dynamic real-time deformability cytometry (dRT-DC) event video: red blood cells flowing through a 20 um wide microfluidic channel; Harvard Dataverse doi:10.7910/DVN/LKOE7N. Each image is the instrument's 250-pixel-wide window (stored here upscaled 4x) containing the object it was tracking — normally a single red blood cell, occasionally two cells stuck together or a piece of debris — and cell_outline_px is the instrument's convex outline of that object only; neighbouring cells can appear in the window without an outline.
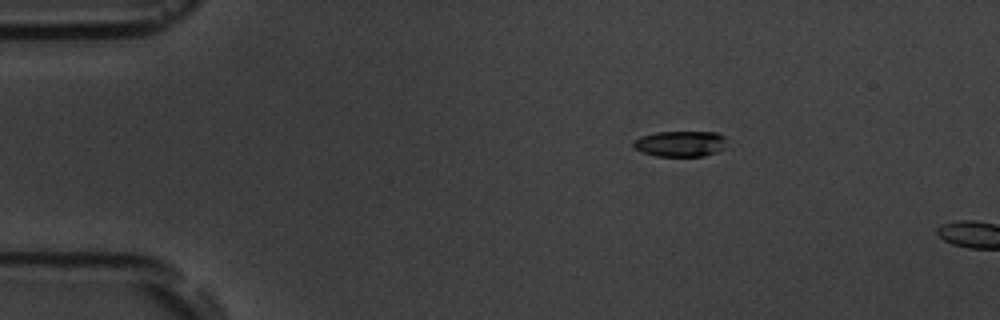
{"species": "common noctule bat (a hibernating species)", "species_latin": "Nyctalus noctula", "temperature_condition": "room temperature", "stored_images_in_passage": 2, "camera_frame_rate_fps": 3000, "um_per_image_px": 0.085, "animal": {"sex": "male", "body_mass_g": 19.5, "forearm_length_mm": 54.6}, "frame": {"image": 1, "passage_image": 1, "time_ms": 0.0, "image_size_px": [1000, 320], "cell_outline_px": [[724, 148], [716, 152], [704, 156], [656, 156], [640, 152], [632, 144], [632, 140], [640, 136], [656, 132], [716, 132], [724, 136]], "centroid_in_image_um": [57.77, 12.21], "position_along_channel_um": 27.2, "area_um2": 14.05}}